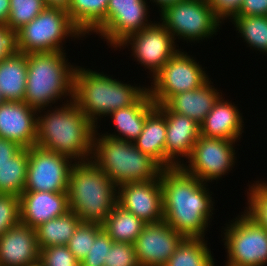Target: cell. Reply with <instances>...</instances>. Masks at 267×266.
Returning <instances> with one entry per match:
<instances>
[{"mask_svg": "<svg viewBox=\"0 0 267 266\" xmlns=\"http://www.w3.org/2000/svg\"><path fill=\"white\" fill-rule=\"evenodd\" d=\"M74 161L37 145L28 148V168L24 191L68 192Z\"/></svg>", "mask_w": 267, "mask_h": 266, "instance_id": "obj_12", "label": "cell"}, {"mask_svg": "<svg viewBox=\"0 0 267 266\" xmlns=\"http://www.w3.org/2000/svg\"><path fill=\"white\" fill-rule=\"evenodd\" d=\"M28 168V148H23L0 165V193L20 196L24 191Z\"/></svg>", "mask_w": 267, "mask_h": 266, "instance_id": "obj_30", "label": "cell"}, {"mask_svg": "<svg viewBox=\"0 0 267 266\" xmlns=\"http://www.w3.org/2000/svg\"><path fill=\"white\" fill-rule=\"evenodd\" d=\"M113 240L102 230L92 243L90 251L80 262L81 266H104L105 257L111 249Z\"/></svg>", "mask_w": 267, "mask_h": 266, "instance_id": "obj_38", "label": "cell"}, {"mask_svg": "<svg viewBox=\"0 0 267 266\" xmlns=\"http://www.w3.org/2000/svg\"><path fill=\"white\" fill-rule=\"evenodd\" d=\"M131 46L134 61L150 71V79L179 50L172 34L158 21L127 37L117 48ZM177 45V46H176Z\"/></svg>", "mask_w": 267, "mask_h": 266, "instance_id": "obj_14", "label": "cell"}, {"mask_svg": "<svg viewBox=\"0 0 267 266\" xmlns=\"http://www.w3.org/2000/svg\"><path fill=\"white\" fill-rule=\"evenodd\" d=\"M102 230V225L96 223H80L76 228L66 246L79 262L86 257L96 236Z\"/></svg>", "mask_w": 267, "mask_h": 266, "instance_id": "obj_34", "label": "cell"}, {"mask_svg": "<svg viewBox=\"0 0 267 266\" xmlns=\"http://www.w3.org/2000/svg\"><path fill=\"white\" fill-rule=\"evenodd\" d=\"M235 142L238 141L200 135L190 158L181 167L201 182L219 180L235 166Z\"/></svg>", "mask_w": 267, "mask_h": 266, "instance_id": "obj_11", "label": "cell"}, {"mask_svg": "<svg viewBox=\"0 0 267 266\" xmlns=\"http://www.w3.org/2000/svg\"><path fill=\"white\" fill-rule=\"evenodd\" d=\"M158 6L159 12L163 11L166 7H169L182 0H150Z\"/></svg>", "mask_w": 267, "mask_h": 266, "instance_id": "obj_45", "label": "cell"}, {"mask_svg": "<svg viewBox=\"0 0 267 266\" xmlns=\"http://www.w3.org/2000/svg\"><path fill=\"white\" fill-rule=\"evenodd\" d=\"M10 14V0H0V25L7 24Z\"/></svg>", "mask_w": 267, "mask_h": 266, "instance_id": "obj_43", "label": "cell"}, {"mask_svg": "<svg viewBox=\"0 0 267 266\" xmlns=\"http://www.w3.org/2000/svg\"><path fill=\"white\" fill-rule=\"evenodd\" d=\"M213 10L214 15L223 22L230 21L237 15L243 0H207Z\"/></svg>", "mask_w": 267, "mask_h": 266, "instance_id": "obj_39", "label": "cell"}, {"mask_svg": "<svg viewBox=\"0 0 267 266\" xmlns=\"http://www.w3.org/2000/svg\"><path fill=\"white\" fill-rule=\"evenodd\" d=\"M231 22L248 47L267 54V16H235Z\"/></svg>", "mask_w": 267, "mask_h": 266, "instance_id": "obj_31", "label": "cell"}, {"mask_svg": "<svg viewBox=\"0 0 267 266\" xmlns=\"http://www.w3.org/2000/svg\"><path fill=\"white\" fill-rule=\"evenodd\" d=\"M15 51L14 33L5 25H0V60Z\"/></svg>", "mask_w": 267, "mask_h": 266, "instance_id": "obj_41", "label": "cell"}, {"mask_svg": "<svg viewBox=\"0 0 267 266\" xmlns=\"http://www.w3.org/2000/svg\"><path fill=\"white\" fill-rule=\"evenodd\" d=\"M5 101V99L3 98V96H2V94H1V92H0V104L2 103V102H4Z\"/></svg>", "mask_w": 267, "mask_h": 266, "instance_id": "obj_46", "label": "cell"}, {"mask_svg": "<svg viewBox=\"0 0 267 266\" xmlns=\"http://www.w3.org/2000/svg\"><path fill=\"white\" fill-rule=\"evenodd\" d=\"M91 159L117 186L128 182L158 179L163 169L132 142L98 133L97 128Z\"/></svg>", "mask_w": 267, "mask_h": 266, "instance_id": "obj_6", "label": "cell"}, {"mask_svg": "<svg viewBox=\"0 0 267 266\" xmlns=\"http://www.w3.org/2000/svg\"><path fill=\"white\" fill-rule=\"evenodd\" d=\"M104 266H140L136 257L134 245L130 243L113 242L105 257Z\"/></svg>", "mask_w": 267, "mask_h": 266, "instance_id": "obj_37", "label": "cell"}, {"mask_svg": "<svg viewBox=\"0 0 267 266\" xmlns=\"http://www.w3.org/2000/svg\"><path fill=\"white\" fill-rule=\"evenodd\" d=\"M33 266H42L40 263H38V264H35V265H33Z\"/></svg>", "mask_w": 267, "mask_h": 266, "instance_id": "obj_47", "label": "cell"}, {"mask_svg": "<svg viewBox=\"0 0 267 266\" xmlns=\"http://www.w3.org/2000/svg\"><path fill=\"white\" fill-rule=\"evenodd\" d=\"M185 237L165 221L148 223L133 243L140 266H165Z\"/></svg>", "mask_w": 267, "mask_h": 266, "instance_id": "obj_16", "label": "cell"}, {"mask_svg": "<svg viewBox=\"0 0 267 266\" xmlns=\"http://www.w3.org/2000/svg\"><path fill=\"white\" fill-rule=\"evenodd\" d=\"M156 107L148 91L133 105L113 111L110 117L118 133L105 132L111 138L134 142L142 133L146 116Z\"/></svg>", "mask_w": 267, "mask_h": 266, "instance_id": "obj_23", "label": "cell"}, {"mask_svg": "<svg viewBox=\"0 0 267 266\" xmlns=\"http://www.w3.org/2000/svg\"><path fill=\"white\" fill-rule=\"evenodd\" d=\"M39 263L42 266H81L66 245L40 249Z\"/></svg>", "mask_w": 267, "mask_h": 266, "instance_id": "obj_36", "label": "cell"}, {"mask_svg": "<svg viewBox=\"0 0 267 266\" xmlns=\"http://www.w3.org/2000/svg\"><path fill=\"white\" fill-rule=\"evenodd\" d=\"M18 223H20L19 197L0 193V237Z\"/></svg>", "mask_w": 267, "mask_h": 266, "instance_id": "obj_35", "label": "cell"}, {"mask_svg": "<svg viewBox=\"0 0 267 266\" xmlns=\"http://www.w3.org/2000/svg\"><path fill=\"white\" fill-rule=\"evenodd\" d=\"M240 215L223 229L225 266H266L267 230L245 211Z\"/></svg>", "mask_w": 267, "mask_h": 266, "instance_id": "obj_9", "label": "cell"}, {"mask_svg": "<svg viewBox=\"0 0 267 266\" xmlns=\"http://www.w3.org/2000/svg\"><path fill=\"white\" fill-rule=\"evenodd\" d=\"M209 79L201 87L171 96L163 105L170 111L189 117L201 124L222 96ZM221 93V94H220Z\"/></svg>", "mask_w": 267, "mask_h": 266, "instance_id": "obj_22", "label": "cell"}, {"mask_svg": "<svg viewBox=\"0 0 267 266\" xmlns=\"http://www.w3.org/2000/svg\"><path fill=\"white\" fill-rule=\"evenodd\" d=\"M117 204L146 224L163 221V190L160 177L119 185Z\"/></svg>", "mask_w": 267, "mask_h": 266, "instance_id": "obj_15", "label": "cell"}, {"mask_svg": "<svg viewBox=\"0 0 267 266\" xmlns=\"http://www.w3.org/2000/svg\"><path fill=\"white\" fill-rule=\"evenodd\" d=\"M146 223L116 204L102 224L103 231L113 240L133 244Z\"/></svg>", "mask_w": 267, "mask_h": 266, "instance_id": "obj_26", "label": "cell"}, {"mask_svg": "<svg viewBox=\"0 0 267 266\" xmlns=\"http://www.w3.org/2000/svg\"><path fill=\"white\" fill-rule=\"evenodd\" d=\"M224 99L221 96L206 115L200 124V135L238 141L244 132V117L234 103Z\"/></svg>", "mask_w": 267, "mask_h": 266, "instance_id": "obj_21", "label": "cell"}, {"mask_svg": "<svg viewBox=\"0 0 267 266\" xmlns=\"http://www.w3.org/2000/svg\"><path fill=\"white\" fill-rule=\"evenodd\" d=\"M117 188L92 159L74 162L68 183L69 210L81 223L102 225L117 204Z\"/></svg>", "mask_w": 267, "mask_h": 266, "instance_id": "obj_4", "label": "cell"}, {"mask_svg": "<svg viewBox=\"0 0 267 266\" xmlns=\"http://www.w3.org/2000/svg\"><path fill=\"white\" fill-rule=\"evenodd\" d=\"M23 148L17 143L0 137V165L16 156Z\"/></svg>", "mask_w": 267, "mask_h": 266, "instance_id": "obj_42", "label": "cell"}, {"mask_svg": "<svg viewBox=\"0 0 267 266\" xmlns=\"http://www.w3.org/2000/svg\"><path fill=\"white\" fill-rule=\"evenodd\" d=\"M207 242L204 238H184L165 266H215Z\"/></svg>", "mask_w": 267, "mask_h": 266, "instance_id": "obj_29", "label": "cell"}, {"mask_svg": "<svg viewBox=\"0 0 267 266\" xmlns=\"http://www.w3.org/2000/svg\"><path fill=\"white\" fill-rule=\"evenodd\" d=\"M37 112L24 101L0 104V137L30 148L36 145Z\"/></svg>", "mask_w": 267, "mask_h": 266, "instance_id": "obj_18", "label": "cell"}, {"mask_svg": "<svg viewBox=\"0 0 267 266\" xmlns=\"http://www.w3.org/2000/svg\"><path fill=\"white\" fill-rule=\"evenodd\" d=\"M71 0H44L45 5L48 7H58L66 9L69 7Z\"/></svg>", "mask_w": 267, "mask_h": 266, "instance_id": "obj_44", "label": "cell"}, {"mask_svg": "<svg viewBox=\"0 0 267 266\" xmlns=\"http://www.w3.org/2000/svg\"><path fill=\"white\" fill-rule=\"evenodd\" d=\"M107 75L77 65L73 76V101L98 129L101 117L135 104L148 91Z\"/></svg>", "mask_w": 267, "mask_h": 266, "instance_id": "obj_3", "label": "cell"}, {"mask_svg": "<svg viewBox=\"0 0 267 266\" xmlns=\"http://www.w3.org/2000/svg\"><path fill=\"white\" fill-rule=\"evenodd\" d=\"M68 37L75 40L85 36L72 23L66 9L47 6L36 18L14 33L15 51L24 54L65 52L63 43Z\"/></svg>", "mask_w": 267, "mask_h": 266, "instance_id": "obj_7", "label": "cell"}, {"mask_svg": "<svg viewBox=\"0 0 267 266\" xmlns=\"http://www.w3.org/2000/svg\"><path fill=\"white\" fill-rule=\"evenodd\" d=\"M160 182L163 221L185 238H206L215 210L208 183L201 182L182 167L162 169Z\"/></svg>", "mask_w": 267, "mask_h": 266, "instance_id": "obj_1", "label": "cell"}, {"mask_svg": "<svg viewBox=\"0 0 267 266\" xmlns=\"http://www.w3.org/2000/svg\"><path fill=\"white\" fill-rule=\"evenodd\" d=\"M80 223L79 217L68 211L63 216L40 224L35 228L39 248L67 245Z\"/></svg>", "mask_w": 267, "mask_h": 266, "instance_id": "obj_27", "label": "cell"}, {"mask_svg": "<svg viewBox=\"0 0 267 266\" xmlns=\"http://www.w3.org/2000/svg\"><path fill=\"white\" fill-rule=\"evenodd\" d=\"M165 113L156 107L146 116L142 133L133 142L142 153L149 155L165 169L166 141Z\"/></svg>", "mask_w": 267, "mask_h": 266, "instance_id": "obj_24", "label": "cell"}, {"mask_svg": "<svg viewBox=\"0 0 267 266\" xmlns=\"http://www.w3.org/2000/svg\"><path fill=\"white\" fill-rule=\"evenodd\" d=\"M39 262L34 228L20 222L0 237V266H33Z\"/></svg>", "mask_w": 267, "mask_h": 266, "instance_id": "obj_20", "label": "cell"}, {"mask_svg": "<svg viewBox=\"0 0 267 266\" xmlns=\"http://www.w3.org/2000/svg\"><path fill=\"white\" fill-rule=\"evenodd\" d=\"M251 185H248V206L244 211L267 230V181L261 179Z\"/></svg>", "mask_w": 267, "mask_h": 266, "instance_id": "obj_33", "label": "cell"}, {"mask_svg": "<svg viewBox=\"0 0 267 266\" xmlns=\"http://www.w3.org/2000/svg\"><path fill=\"white\" fill-rule=\"evenodd\" d=\"M166 119L165 168L181 167L190 158L194 144L200 136V124L195 120L157 105ZM184 158L181 160V158ZM182 162V163H181Z\"/></svg>", "mask_w": 267, "mask_h": 266, "instance_id": "obj_17", "label": "cell"}, {"mask_svg": "<svg viewBox=\"0 0 267 266\" xmlns=\"http://www.w3.org/2000/svg\"><path fill=\"white\" fill-rule=\"evenodd\" d=\"M65 102H62L60 108L55 106V109L38 110L36 145L66 156L74 162L90 160L97 127L73 100Z\"/></svg>", "mask_w": 267, "mask_h": 266, "instance_id": "obj_2", "label": "cell"}, {"mask_svg": "<svg viewBox=\"0 0 267 266\" xmlns=\"http://www.w3.org/2000/svg\"><path fill=\"white\" fill-rule=\"evenodd\" d=\"M147 0H109L106 20L93 32L116 48L130 35L152 25Z\"/></svg>", "mask_w": 267, "mask_h": 266, "instance_id": "obj_13", "label": "cell"}, {"mask_svg": "<svg viewBox=\"0 0 267 266\" xmlns=\"http://www.w3.org/2000/svg\"><path fill=\"white\" fill-rule=\"evenodd\" d=\"M267 16V0H243L236 16Z\"/></svg>", "mask_w": 267, "mask_h": 266, "instance_id": "obj_40", "label": "cell"}, {"mask_svg": "<svg viewBox=\"0 0 267 266\" xmlns=\"http://www.w3.org/2000/svg\"><path fill=\"white\" fill-rule=\"evenodd\" d=\"M19 200L20 222L34 229L70 211L68 192L23 191Z\"/></svg>", "mask_w": 267, "mask_h": 266, "instance_id": "obj_19", "label": "cell"}, {"mask_svg": "<svg viewBox=\"0 0 267 266\" xmlns=\"http://www.w3.org/2000/svg\"><path fill=\"white\" fill-rule=\"evenodd\" d=\"M181 50L165 63L148 86V93L156 105L164 104L178 93L195 90L210 79L205 68L192 55Z\"/></svg>", "mask_w": 267, "mask_h": 266, "instance_id": "obj_10", "label": "cell"}, {"mask_svg": "<svg viewBox=\"0 0 267 266\" xmlns=\"http://www.w3.org/2000/svg\"><path fill=\"white\" fill-rule=\"evenodd\" d=\"M24 102L36 110L52 108L58 99L73 100V66L63 51L28 53ZM67 96H69L67 98Z\"/></svg>", "mask_w": 267, "mask_h": 266, "instance_id": "obj_5", "label": "cell"}, {"mask_svg": "<svg viewBox=\"0 0 267 266\" xmlns=\"http://www.w3.org/2000/svg\"><path fill=\"white\" fill-rule=\"evenodd\" d=\"M47 6L44 0H10L6 26L13 33L36 18Z\"/></svg>", "mask_w": 267, "mask_h": 266, "instance_id": "obj_32", "label": "cell"}, {"mask_svg": "<svg viewBox=\"0 0 267 266\" xmlns=\"http://www.w3.org/2000/svg\"><path fill=\"white\" fill-rule=\"evenodd\" d=\"M108 3L109 0H71L66 11L84 36L92 35L106 20Z\"/></svg>", "mask_w": 267, "mask_h": 266, "instance_id": "obj_28", "label": "cell"}, {"mask_svg": "<svg viewBox=\"0 0 267 266\" xmlns=\"http://www.w3.org/2000/svg\"><path fill=\"white\" fill-rule=\"evenodd\" d=\"M27 69V54L14 51L0 60V92L5 101H24Z\"/></svg>", "mask_w": 267, "mask_h": 266, "instance_id": "obj_25", "label": "cell"}, {"mask_svg": "<svg viewBox=\"0 0 267 266\" xmlns=\"http://www.w3.org/2000/svg\"><path fill=\"white\" fill-rule=\"evenodd\" d=\"M159 14L160 22L172 34L174 41L181 39L187 44L211 38L222 24L207 0H182Z\"/></svg>", "mask_w": 267, "mask_h": 266, "instance_id": "obj_8", "label": "cell"}]
</instances>
